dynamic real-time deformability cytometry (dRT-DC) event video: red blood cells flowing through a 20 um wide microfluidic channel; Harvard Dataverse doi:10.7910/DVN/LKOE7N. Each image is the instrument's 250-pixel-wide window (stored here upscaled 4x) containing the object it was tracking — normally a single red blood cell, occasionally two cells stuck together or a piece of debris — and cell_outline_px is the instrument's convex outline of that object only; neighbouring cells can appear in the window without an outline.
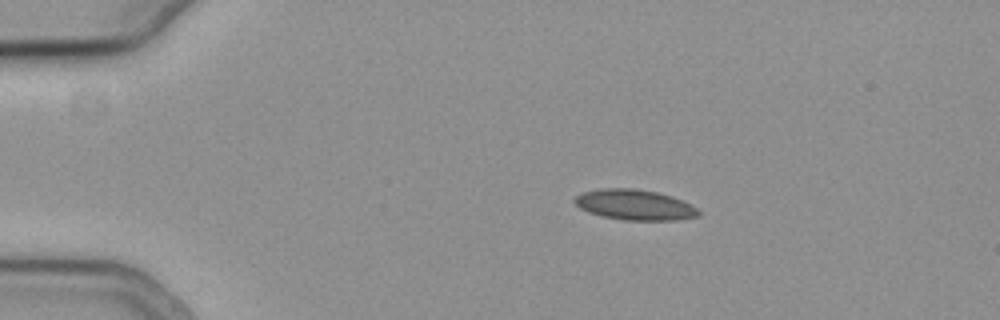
{"species": "common noctule bat (a hibernating species)", "species_latin": "Nyctalus noctula", "temperature_condition": "cold", "stored_images_in_passage": 9, "camera_frame_rate_fps": 3000, "um_per_image_px": 0.085, "animal": {"sex": "female", "body_mass_g": 19.3, "forearm_length_mm": 54.1}, "frame": {"image": 1, "passage_image": 1, "time_ms": 0.0, "image_size_px": [1000, 320], "cell_outline_px": [[700, 212], [696, 216], [676, 220], [624, 220], [604, 216], [588, 212], [580, 208], [572, 200], [576, 196], [584, 192], [600, 188], [636, 188], [656, 192], [672, 196], [696, 208]], "centroid_in_image_um": [53.9, 17.4], "position_along_channel_um": 31.1, "area_um2": 21.73}}